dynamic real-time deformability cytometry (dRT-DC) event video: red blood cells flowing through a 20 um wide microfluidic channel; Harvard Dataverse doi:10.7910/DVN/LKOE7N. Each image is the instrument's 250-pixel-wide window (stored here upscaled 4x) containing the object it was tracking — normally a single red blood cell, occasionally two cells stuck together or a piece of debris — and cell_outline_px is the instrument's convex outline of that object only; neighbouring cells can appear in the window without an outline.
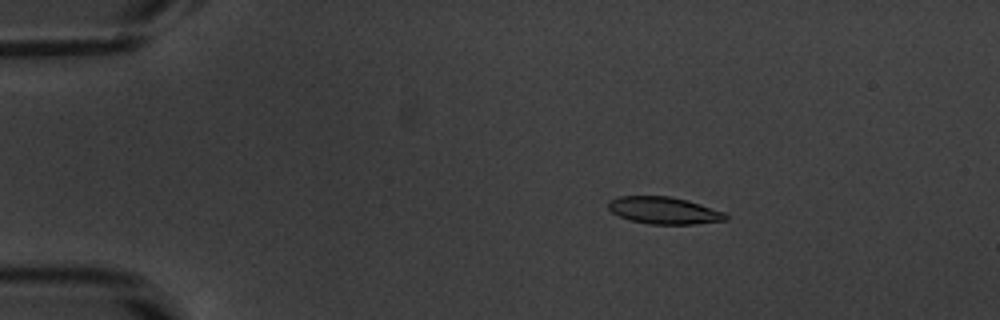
{"species": "common noctule bat (a hibernating species)", "species_latin": "Nyctalus noctula", "temperature_condition": "warm", "stored_images_in_passage": 54, "camera_frame_rate_fps": 3000, "um_per_image_px": 0.085, "animal": {"sex": "male", "body_mass_g": 20.1, "forearm_length_mm": 53.5}, "frame": {"image": 1, "passage_image": 10, "time_ms": 3.0, "image_size_px": [1000, 320], "cell_outline_px": [[728, 220], [692, 224], [648, 224], [628, 220], [612, 212], [608, 208], [608, 200], [620, 196], [668, 196], [688, 200], [724, 212], [728, 216]], "centroid_in_image_um": [56.42, 17.89], "position_along_channel_um": 28.6, "area_um2": 18.55}}
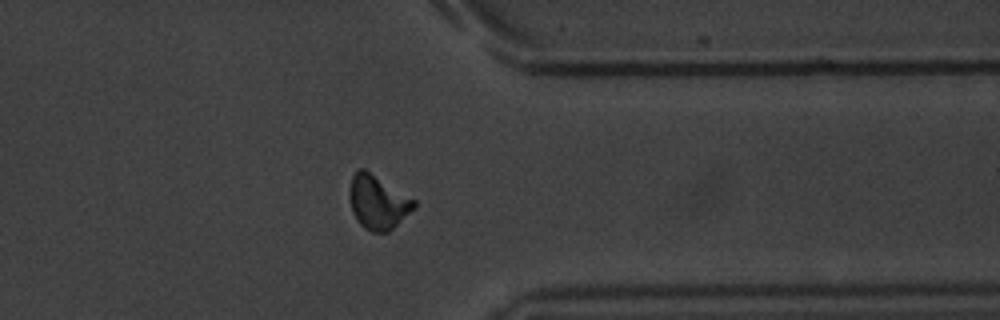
{"frame": {"image": 2, "passage_image": 43, "time_ms": 14.0, "image_size_px": [1000, 320], "cell_outline_px": [[416, 208], [388, 232], [372, 232], [364, 228], [356, 220], [352, 212], [348, 196], [348, 188], [352, 176], [360, 168], [364, 168], [416, 200]], "centroid_in_image_um": [32.1, 17.19], "position_along_channel_um": 379.3, "area_um2": 20.52}}
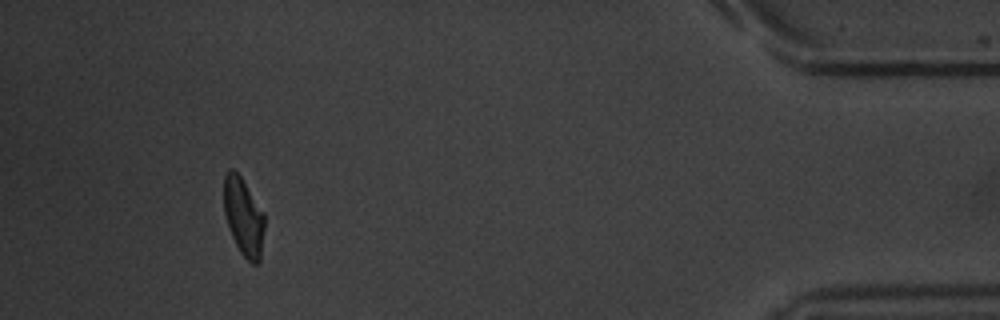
{"frame": {"image": 3, "passage_image": 50, "time_ms": 16.333, "image_size_px": [1000, 320], "cell_outline_px": [[264, 228], [260, 260], [256, 264], [252, 264], [240, 252], [232, 236], [224, 212], [224, 176], [228, 168], [232, 168], [240, 176], [264, 212]], "centroid_in_image_um": [20.7, 18.41], "position_along_channel_um": 414.5, "area_um2": 18.26}, "authors_computed_cell_mechanics": {"area_um2": 19.1029, "velocity_mm_per_s": 3.8339, "shape_relaxation_time_tau1_ms": 3.1033, "shape_relaxation_time_tau2_ms": 1.3524, "deformation_change_tau1": 0.1529, "deformation_change_tau2": 0.0778}}